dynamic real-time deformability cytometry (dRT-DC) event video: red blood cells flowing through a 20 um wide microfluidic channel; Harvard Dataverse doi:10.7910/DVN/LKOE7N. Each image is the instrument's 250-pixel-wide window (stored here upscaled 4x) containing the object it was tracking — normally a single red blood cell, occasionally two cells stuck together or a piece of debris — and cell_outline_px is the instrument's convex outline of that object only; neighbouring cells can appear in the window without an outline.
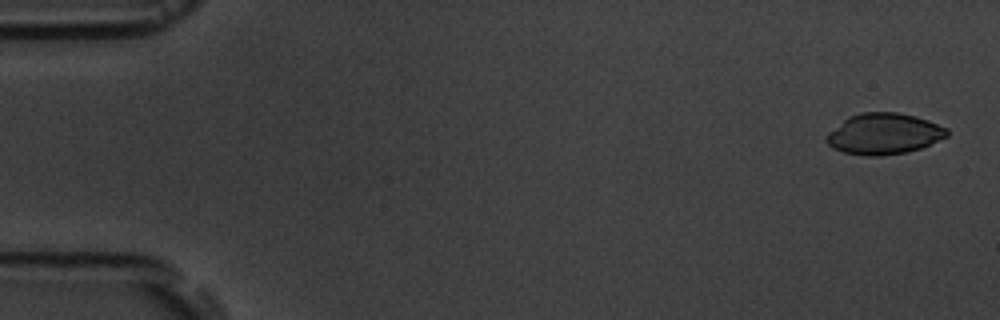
{"species": "common noctule bat (a hibernating species)", "species_latin": "Nyctalus noctula", "temperature_condition": "room temperature", "stored_images_in_passage": 5, "camera_frame_rate_fps": 3000, "um_per_image_px": 0.085, "animal": {"sex": "male", "body_mass_g": 19.5, "forearm_length_mm": 54.6}, "frame": {"image": 1, "passage_image": 1, "time_ms": 0.0, "image_size_px": [1000, 320], "cell_outline_px": [[948, 136], [920, 148], [908, 152], [880, 156], [864, 156], [844, 152], [832, 148], [824, 140], [824, 136], [828, 132], [848, 116], [860, 112], [896, 112], [916, 116], [928, 120], [948, 128]], "centroid_in_image_um": [75.1, 11.37], "position_along_channel_um": 9.9, "area_um2": 29.07}}